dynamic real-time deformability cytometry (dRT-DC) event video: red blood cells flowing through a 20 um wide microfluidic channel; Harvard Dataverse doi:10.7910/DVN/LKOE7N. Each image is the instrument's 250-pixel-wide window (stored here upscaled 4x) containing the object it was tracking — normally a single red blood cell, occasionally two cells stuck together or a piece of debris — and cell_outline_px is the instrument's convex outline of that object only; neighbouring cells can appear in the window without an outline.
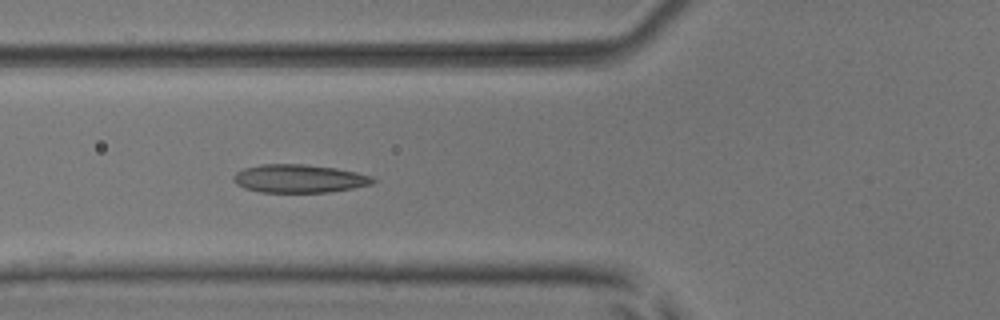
{"species": "common noctule bat (a hibernating species)", "species_latin": "Nyctalus noctula", "temperature_condition": "room temperature", "stored_images_in_passage": 7, "camera_frame_rate_fps": 3000, "um_per_image_px": 0.085, "animal": {"sex": "male", "body_mass_g": 17.9, "forearm_length_mm": 54.2}, "frame": {"image": 1, "passage_image": 4, "time_ms": 3.333, "image_size_px": [1000, 320], "cell_outline_px": [[376, 180], [372, 184], [352, 188], [328, 192], [260, 192], [244, 188], [236, 184], [232, 180], [232, 176], [236, 172], [244, 168], [260, 164], [304, 164], [336, 168], [356, 172], [372, 176]], "centroid_in_image_um": [25.39, 15.17], "position_along_channel_um": 100.4, "area_um2": 23.0}}
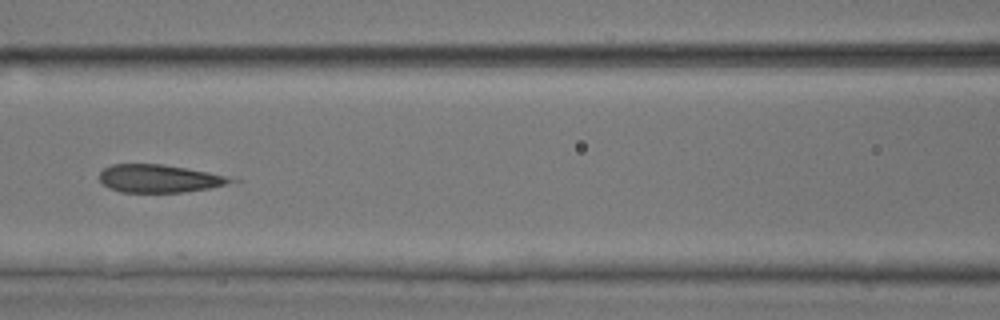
{"frame": {"image": 2, "passage_image": 5, "time_ms": 4.667, "image_size_px": [1000, 320], "cell_outline_px": [[240, 180], [208, 188], [184, 192], [120, 192], [108, 188], [100, 180], [100, 172], [104, 168], [112, 164], [160, 164], [208, 172]], "centroid_in_image_um": [13.48, 15.18], "position_along_channel_um": 153.1, "area_um2": 21.04}}
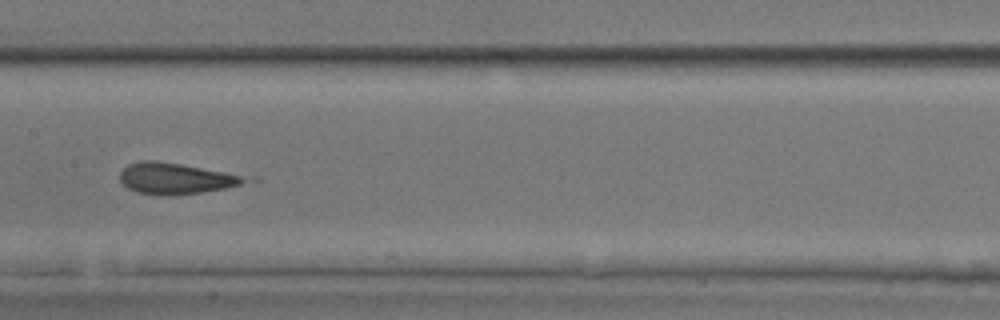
{"frame": {"image": 3, "passage_image": 6, "time_ms": 5.667, "image_size_px": [1000, 320], "cell_outline_px": [[260, 180], [224, 188], [204, 192], [168, 196], [160, 196], [136, 192], [128, 188], [120, 180], [120, 172], [128, 164], [140, 160], [156, 160], [256, 176]], "centroid_in_image_um": [15.1, 15.16], "position_along_channel_um": 192.3, "area_um2": 23.58}}